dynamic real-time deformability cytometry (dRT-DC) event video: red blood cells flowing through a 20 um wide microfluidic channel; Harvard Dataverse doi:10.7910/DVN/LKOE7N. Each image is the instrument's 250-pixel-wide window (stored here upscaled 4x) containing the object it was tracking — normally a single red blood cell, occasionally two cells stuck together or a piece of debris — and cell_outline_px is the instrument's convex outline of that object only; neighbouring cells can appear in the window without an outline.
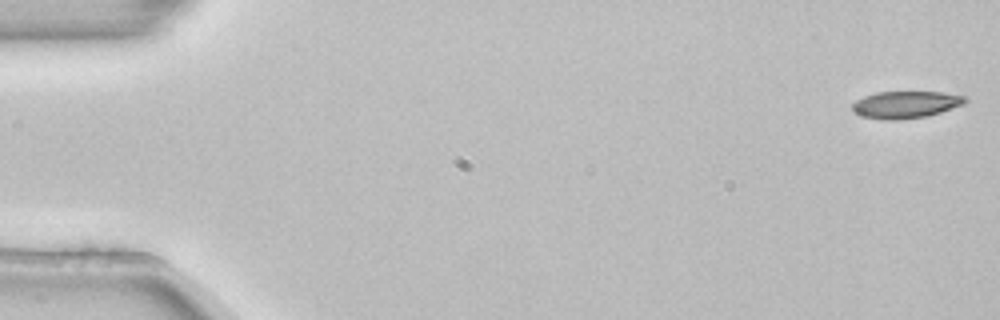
{"species": "common noctule bat (a hibernating species)", "species_latin": "Nyctalus noctula", "temperature_condition": "room temperature", "stored_images_in_passage": 4, "camera_frame_rate_fps": 3000, "um_per_image_px": 0.085, "animal": {"sex": "female", "body_mass_g": 22.7, "forearm_length_mm": 54.2}, "frame": {"image": 1, "passage_image": 1, "time_ms": 0.0, "image_size_px": [1000, 320], "cell_outline_px": [[968, 100], [964, 104], [928, 116], [900, 120], [884, 120], [864, 116], [852, 112], [852, 104], [856, 100], [864, 96], [876, 92], [944, 92], [964, 96]], "centroid_in_image_um": [76.97, 8.89], "position_along_channel_um": 8.0, "area_um2": 17.86}}
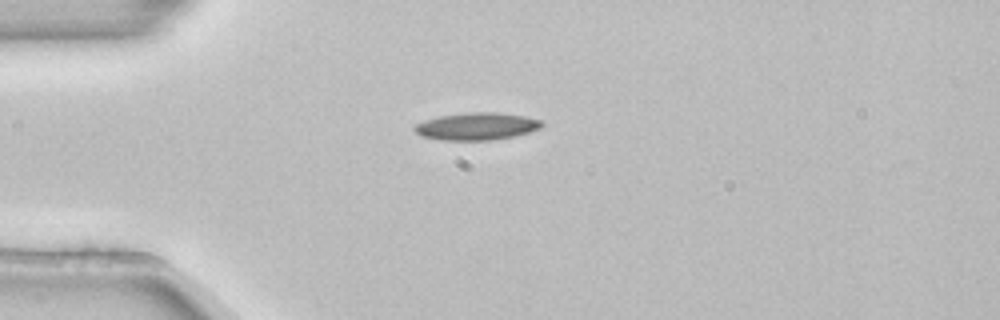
{"frame": {"image": 2, "passage_image": 3, "time_ms": 0.667, "image_size_px": [1000, 320], "cell_outline_px": [[544, 124], [540, 128], [528, 132], [512, 136], [492, 140], [440, 140], [420, 136], [412, 128], [416, 124], [424, 120], [440, 116], [468, 112], [496, 112], [524, 116], [540, 120]], "centroid_in_image_um": [40.48, 10.74], "position_along_channel_um": 44.5, "area_um2": 20.23}}